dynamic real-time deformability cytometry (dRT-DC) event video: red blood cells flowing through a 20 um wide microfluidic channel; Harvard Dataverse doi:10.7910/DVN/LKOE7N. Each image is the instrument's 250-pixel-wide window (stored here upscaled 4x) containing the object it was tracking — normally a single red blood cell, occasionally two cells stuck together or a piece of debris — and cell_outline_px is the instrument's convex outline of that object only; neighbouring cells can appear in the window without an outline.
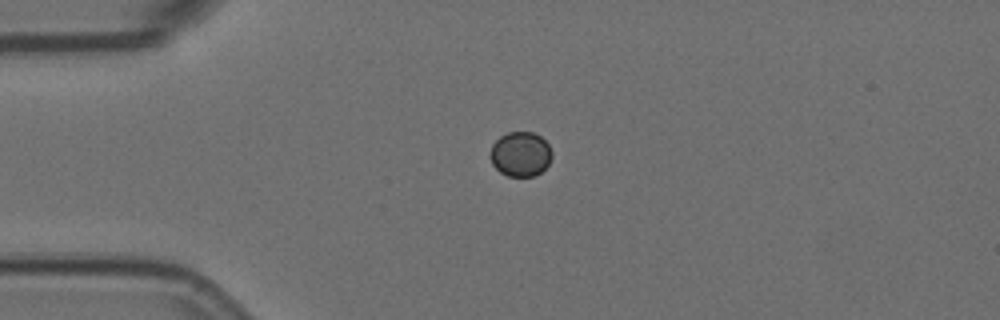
{"species": "Egyptian fruit bat (a non-hibernating species)", "species_latin": "Rousettus aegyptiacus", "temperature_condition": "room temperature", "stored_images_in_passage": 2, "camera_frame_rate_fps": 3000, "um_per_image_px": 0.085, "animal": {"sex": "female"}, "frame": {"image": 1, "passage_image": 1, "time_ms": 0.0, "image_size_px": [1000, 320], "cell_outline_px": [[552, 156], [548, 164], [540, 172], [532, 176], [508, 176], [500, 172], [492, 164], [488, 156], [488, 152], [492, 144], [500, 136], [508, 132], [532, 132], [540, 136], [548, 144], [552, 152]], "centroid_in_image_um": [44.2, 13.09], "position_along_channel_um": 40.8, "area_um2": 16.18}}